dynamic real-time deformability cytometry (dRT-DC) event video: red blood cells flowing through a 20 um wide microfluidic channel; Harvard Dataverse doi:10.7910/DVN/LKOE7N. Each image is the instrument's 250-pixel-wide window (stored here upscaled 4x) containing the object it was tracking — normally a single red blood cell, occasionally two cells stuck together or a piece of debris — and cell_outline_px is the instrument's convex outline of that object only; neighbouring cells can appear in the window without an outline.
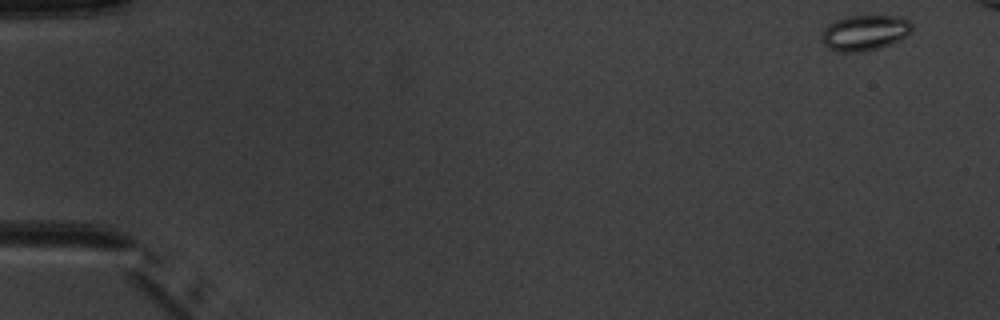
{"species": "common noctule bat (a hibernating species)", "species_latin": "Nyctalus noctula", "temperature_condition": "warm", "stored_images_in_passage": 6, "camera_frame_rate_fps": 3000, "um_per_image_px": 0.085, "animal": {"sex": "male", "body_mass_g": 20.1, "forearm_length_mm": 53.5}, "frame": {"image": 1, "passage_image": 1, "time_ms": 0.0, "image_size_px": [1000, 320], "cell_outline_px": [[912, 32], [908, 36], [900, 40], [876, 48], [860, 52], [840, 52], [828, 48], [824, 44], [820, 36], [824, 28], [828, 24], [836, 20], [848, 16], [904, 16], [912, 24]], "centroid_in_image_um": [73.51, 2.77], "position_along_channel_um": 11.5, "area_um2": 18.79}}